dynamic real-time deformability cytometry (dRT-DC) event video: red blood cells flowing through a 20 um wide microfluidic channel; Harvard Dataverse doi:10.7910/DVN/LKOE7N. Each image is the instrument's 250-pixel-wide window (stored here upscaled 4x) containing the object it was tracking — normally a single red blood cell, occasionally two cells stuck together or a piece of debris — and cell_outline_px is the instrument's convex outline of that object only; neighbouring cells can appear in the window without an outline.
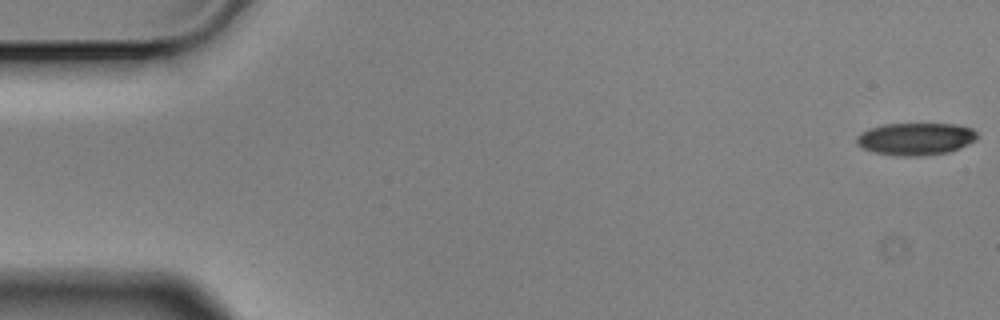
{"species": "Egyptian fruit bat (a non-hibernating species)", "species_latin": "Rousettus aegyptiacus", "temperature_condition": "cold", "stored_images_in_passage": 57, "camera_frame_rate_fps": 3000, "um_per_image_px": 0.085, "animal": {"sex": "male"}, "frame": {"image": 1, "passage_image": 1, "time_ms": 0.0, "image_size_px": [1000, 320], "cell_outline_px": [[980, 136], [976, 140], [960, 148], [948, 152], [920, 156], [900, 156], [872, 152], [856, 144], [856, 136], [860, 132], [868, 128], [884, 124], [956, 124], [972, 128]], "centroid_in_image_um": [77.83, 11.8], "position_along_channel_um": 7.2, "area_um2": 22.95}}
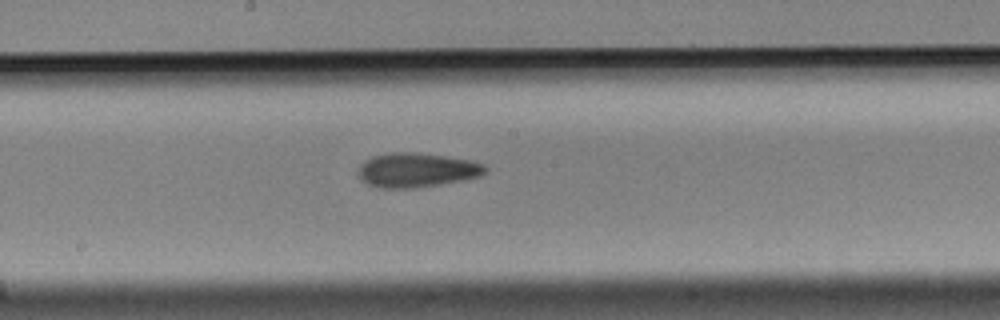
{"frame": {"image": 2, "passage_image": 30, "time_ms": 9.667, "image_size_px": [1000, 320], "cell_outline_px": [[488, 168], [480, 176], [464, 180], [440, 184], [412, 188], [380, 188], [368, 184], [360, 180], [356, 172], [360, 164], [364, 160], [372, 156], [392, 152], [416, 152], [468, 160], [484, 164]], "centroid_in_image_um": [35.35, 14.46], "position_along_channel_um": 212.8, "area_um2": 25.49}}
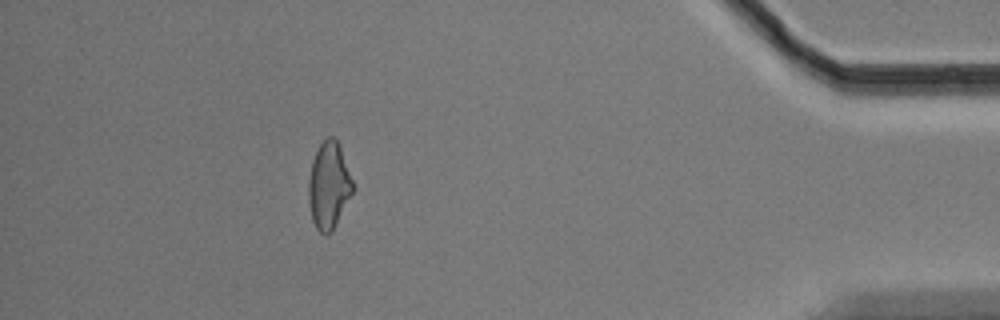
{"frame": {"image": 3, "passage_image": 51, "time_ms": 16.667, "image_size_px": [1000, 320], "cell_outline_px": [[352, 192], [332, 232], [328, 236], [324, 236], [316, 228], [312, 220], [308, 200], [308, 180], [312, 160], [320, 144], [328, 136], [332, 136], [336, 140], [340, 148], [352, 180]], "centroid_in_image_um": [27.91, 15.81], "position_along_channel_um": 407.3, "area_um2": 22.08}, "authors_computed_cell_mechanics": {"area_um2": 23.7558, "velocity_mm_per_s": 3.5309, "shape_relaxation_time_tau1_ms": 5.245, "shape_relaxation_time_tau2_ms": 5.8973, "deformation_change_tau1": 0.1249, "deformation_change_tau2": 0.1502}}